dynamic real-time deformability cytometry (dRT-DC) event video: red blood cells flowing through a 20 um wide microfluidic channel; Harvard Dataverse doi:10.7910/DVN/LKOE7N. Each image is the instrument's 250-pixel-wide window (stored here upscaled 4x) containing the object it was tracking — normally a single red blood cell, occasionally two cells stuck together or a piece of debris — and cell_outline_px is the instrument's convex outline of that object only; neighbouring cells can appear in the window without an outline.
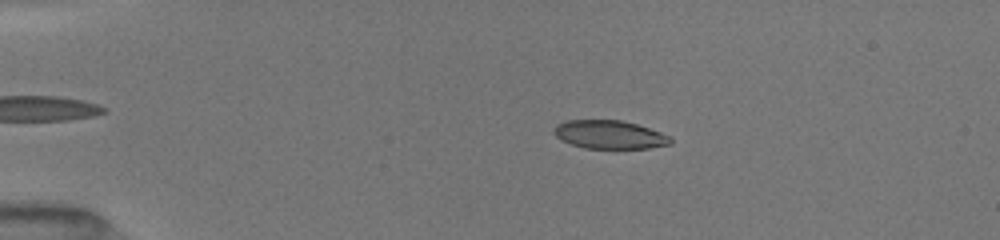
{"species": "common noctule bat (a hibernating species)", "species_latin": "Nyctalus noctula", "temperature_condition": "room temperature", "stored_images_in_passage": 48, "camera_frame_rate_fps": 3000, "um_per_image_px": 0.085, "animal": {"sex": "female", "body_mass_g": 19.5, "forearm_length_mm": 54.1}, "frame": {"image": 1, "passage_image": 10, "time_ms": 3.0, "image_size_px": [1000, 240], "cell_outline_px": [[672, 144], [648, 148], [584, 148], [572, 144], [556, 136], [552, 132], [556, 124], [568, 120], [620, 120], [636, 124], [660, 132], [668, 136], [672, 140]], "centroid_in_image_um": [51.8, 11.44], "position_along_channel_um": 33.2, "area_um2": 19.07}}
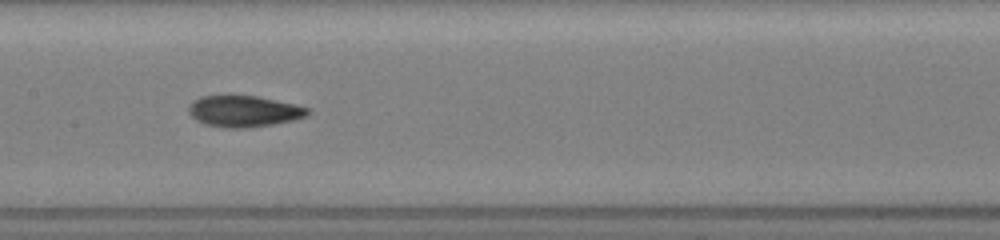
{"frame": {"image": 2, "passage_image": 25, "time_ms": 8.333, "image_size_px": [1000, 240], "cell_outline_px": [[312, 112], [308, 116], [292, 120], [272, 124], [244, 128], [224, 128], [204, 124], [196, 120], [188, 112], [188, 104], [192, 100], [200, 96], [256, 96], [296, 104], [308, 108]], "centroid_in_image_um": [20.71, 9.46], "position_along_channel_um": 186.7, "area_um2": 21.79}}
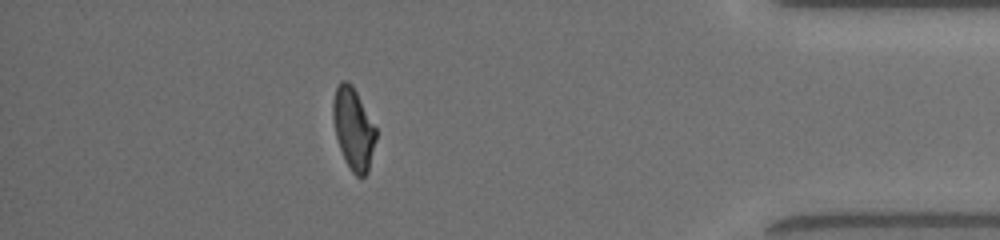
{"frame": {"image": 3, "passage_image": 42, "time_ms": 14.667, "image_size_px": [1000, 240], "cell_outline_px": [[376, 140], [368, 172], [364, 176], [356, 176], [352, 172], [340, 148], [336, 136], [332, 116], [332, 100], [336, 88], [340, 80], [348, 80], [352, 84], [376, 128]], "centroid_in_image_um": [30.03, 10.9], "position_along_channel_um": 405.2, "area_um2": 20.35}, "authors_computed_cell_mechanics": {"area_um2": 20.7791, "velocity_mm_per_s": 4.0468, "shape_relaxation_time_tau1_ms": 9.981, "shape_relaxation_time_tau2_ms": 1.9448, "deformation_change_tau1": 0.2695, "deformation_change_tau2": 0.058}}